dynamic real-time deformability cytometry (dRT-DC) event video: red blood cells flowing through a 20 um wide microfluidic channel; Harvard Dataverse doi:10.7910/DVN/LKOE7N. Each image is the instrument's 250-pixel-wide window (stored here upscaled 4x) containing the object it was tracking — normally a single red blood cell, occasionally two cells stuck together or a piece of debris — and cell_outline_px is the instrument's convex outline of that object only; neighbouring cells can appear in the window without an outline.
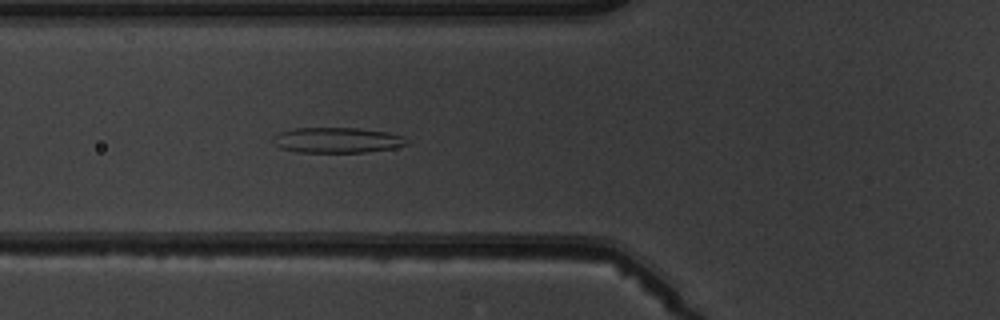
{"species": "common noctule bat (a hibernating species)", "species_latin": "Nyctalus noctula", "temperature_condition": "warm", "stored_images_in_passage": 6, "camera_frame_rate_fps": 3000, "um_per_image_px": 0.085, "animal": {"sex": "male", "body_mass_g": 19.5, "forearm_length_mm": 54.6}, "frame": {"image": 1, "passage_image": 6, "time_ms": 6.667, "image_size_px": [1000, 320], "cell_outline_px": [[408, 144], [396, 148], [364, 152], [296, 152], [280, 148], [272, 140], [272, 136], [280, 132], [292, 128], [360, 128], [384, 132], [404, 136], [408, 140]], "centroid_in_image_um": [28.65, 11.91], "position_along_channel_um": 97.1, "area_um2": 19.88}}